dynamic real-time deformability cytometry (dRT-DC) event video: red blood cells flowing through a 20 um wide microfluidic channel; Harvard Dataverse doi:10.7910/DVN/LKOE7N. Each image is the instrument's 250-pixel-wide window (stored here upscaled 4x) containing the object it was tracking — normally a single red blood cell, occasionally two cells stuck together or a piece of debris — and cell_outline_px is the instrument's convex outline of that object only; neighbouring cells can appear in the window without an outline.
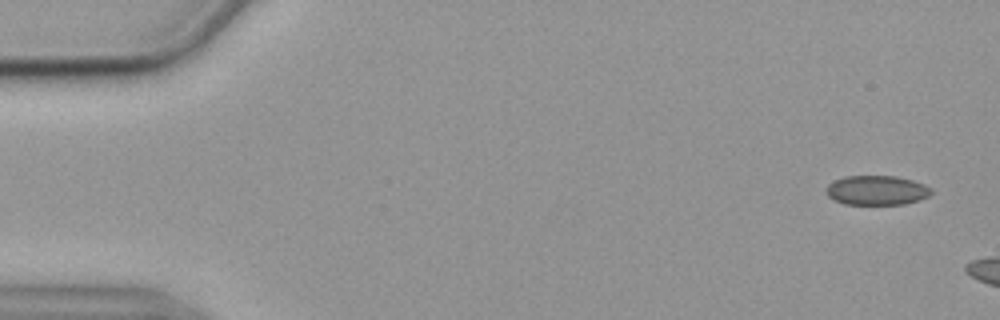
{"species": "common noctule bat (a hibernating species)", "species_latin": "Nyctalus noctula", "temperature_condition": "cold", "stored_images_in_passage": 17, "camera_frame_rate_fps": 3000, "um_per_image_px": 0.085, "animal": {"sex": "female", "body_mass_g": 19.9}, "frame": {"image": 1, "passage_image": 3, "time_ms": 0.667, "image_size_px": [1000, 320], "cell_outline_px": [[932, 192], [928, 196], [920, 200], [904, 204], [844, 204], [828, 196], [824, 188], [828, 184], [844, 176], [896, 176], [912, 180], [924, 184], [932, 188]], "centroid_in_image_um": [74.53, 16.17], "position_along_channel_um": 10.5, "area_um2": 18.09}}
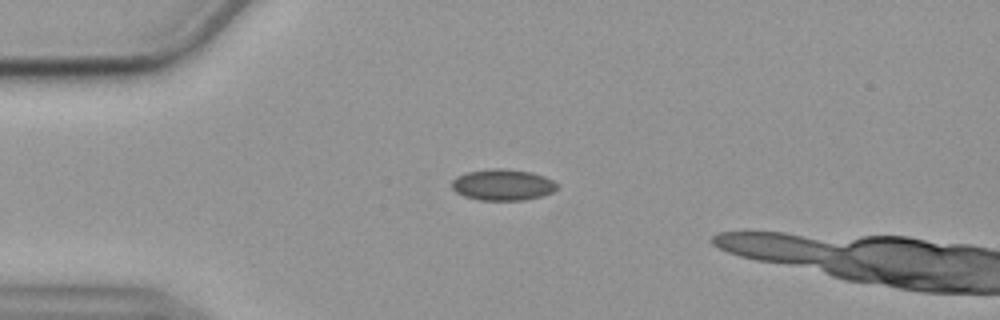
{"frame": {"image": 2, "passage_image": 14, "time_ms": 4.333, "image_size_px": [1000, 320], "cell_outline_px": [[560, 188], [552, 192], [540, 196], [524, 200], [480, 200], [464, 196], [456, 192], [452, 188], [452, 180], [456, 176], [464, 172], [488, 168], [504, 168], [532, 172], [544, 176], [560, 184]], "centroid_in_image_um": [42.74, 15.69], "position_along_channel_um": 42.3, "area_um2": 19.48}}